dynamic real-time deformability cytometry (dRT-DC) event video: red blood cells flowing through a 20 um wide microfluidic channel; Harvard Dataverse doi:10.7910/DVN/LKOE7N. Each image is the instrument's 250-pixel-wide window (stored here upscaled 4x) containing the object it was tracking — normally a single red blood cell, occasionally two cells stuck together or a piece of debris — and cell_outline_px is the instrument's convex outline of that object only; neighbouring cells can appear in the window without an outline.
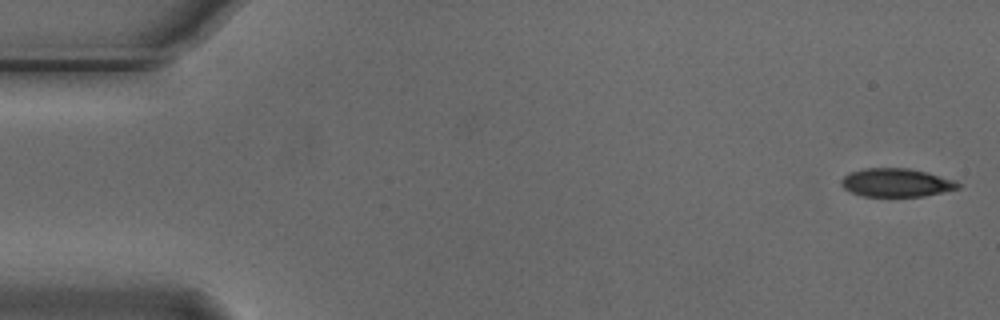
{"species": "Egyptian fruit bat (a non-hibernating species)", "species_latin": "Rousettus aegyptiacus", "temperature_condition": "cold", "stored_images_in_passage": 4, "camera_frame_rate_fps": 3000, "um_per_image_px": 0.085, "animal": {"sex": "male"}, "frame": {"image": 1, "passage_image": 1, "time_ms": 0.0, "image_size_px": [1000, 320], "cell_outline_px": [[960, 188], [924, 196], [864, 196], [852, 192], [844, 188], [840, 184], [840, 180], [848, 172], [864, 168], [908, 168], [928, 172], [956, 180], [960, 184]], "centroid_in_image_um": [76.19, 15.51], "position_along_channel_um": 8.8, "area_um2": 19.42}}
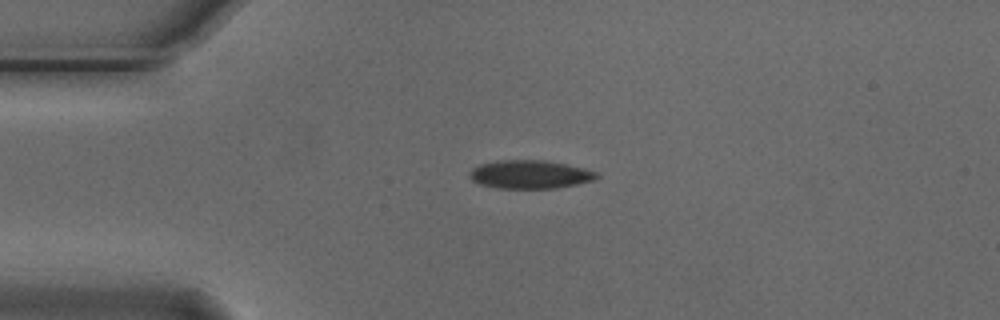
{"frame": {"image": 2, "passage_image": 4, "time_ms": 1.0, "image_size_px": [1000, 320], "cell_outline_px": [[600, 176], [592, 180], [576, 184], [556, 188], [496, 188], [480, 184], [472, 180], [468, 176], [468, 172], [472, 168], [480, 164], [500, 160], [544, 160], [584, 168], [596, 172]], "centroid_in_image_um": [45.0, 14.82], "position_along_channel_um": 40.0, "area_um2": 20.92}}